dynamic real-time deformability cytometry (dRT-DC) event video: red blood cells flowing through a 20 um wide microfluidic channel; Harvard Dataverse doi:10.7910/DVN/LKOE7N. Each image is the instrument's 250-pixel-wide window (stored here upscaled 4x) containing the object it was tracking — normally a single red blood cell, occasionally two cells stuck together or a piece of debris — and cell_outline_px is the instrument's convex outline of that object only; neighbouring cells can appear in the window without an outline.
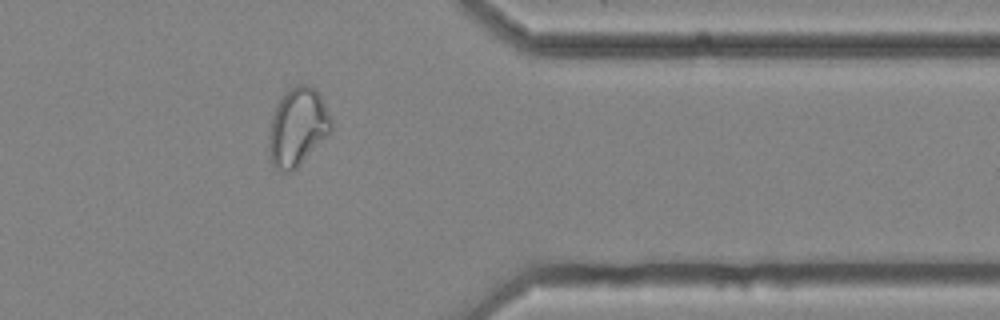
{"species": "common noctule bat (a hibernating species)", "species_latin": "Nyctalus noctula", "temperature_condition": "cold", "stored_images_in_passage": 14, "camera_frame_rate_fps": 3000, "um_per_image_px": 0.085, "animal": {"sex": "female", "body_mass_g": 25.1}, "frame": {"image": 1, "passage_image": 12, "time_ms": 3.667, "image_size_px": [1000, 320], "cell_outline_px": [[332, 132], [292, 172], [284, 172], [276, 168], [272, 164], [268, 148], [268, 136], [272, 116], [276, 104], [284, 92], [296, 84], [308, 84], [316, 88], [332, 120]], "centroid_in_image_um": [25.29, 10.78], "position_along_channel_um": 386.1, "area_um2": 28.61}}